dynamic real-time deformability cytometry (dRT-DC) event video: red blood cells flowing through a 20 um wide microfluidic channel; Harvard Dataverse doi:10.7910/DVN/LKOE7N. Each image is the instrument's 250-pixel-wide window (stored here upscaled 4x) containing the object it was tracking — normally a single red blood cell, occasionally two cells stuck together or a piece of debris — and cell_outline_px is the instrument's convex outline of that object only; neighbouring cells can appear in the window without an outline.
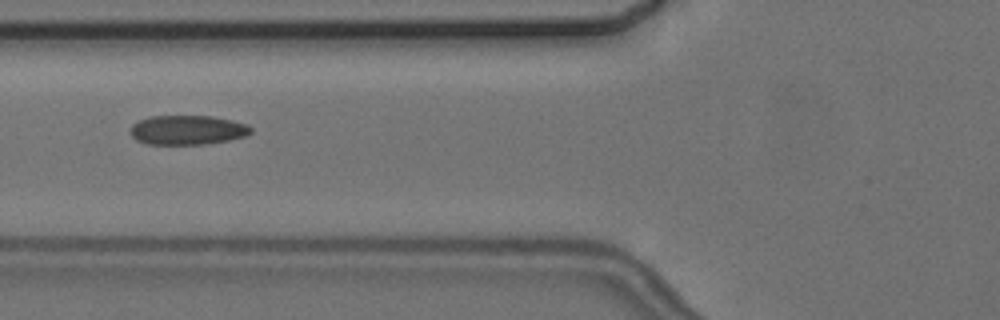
{"species": "common noctule bat (a hibernating species)", "species_latin": "Nyctalus noctula", "temperature_condition": "cold", "stored_images_in_passage": 9, "camera_frame_rate_fps": 3000, "um_per_image_px": 0.085, "animal": {"sex": "female", "body_mass_g": 24.6, "forearm_length_mm": 56.2}, "frame": {"image": 1, "passage_image": 7, "time_ms": 7.0, "image_size_px": [1000, 320], "cell_outline_px": [[252, 132], [244, 136], [228, 140], [204, 144], [148, 144], [136, 140], [132, 136], [132, 124], [148, 116], [212, 116], [232, 120], [248, 124], [252, 128]], "centroid_in_image_um": [15.95, 11.04], "position_along_channel_um": 109.8, "area_um2": 20.58}}
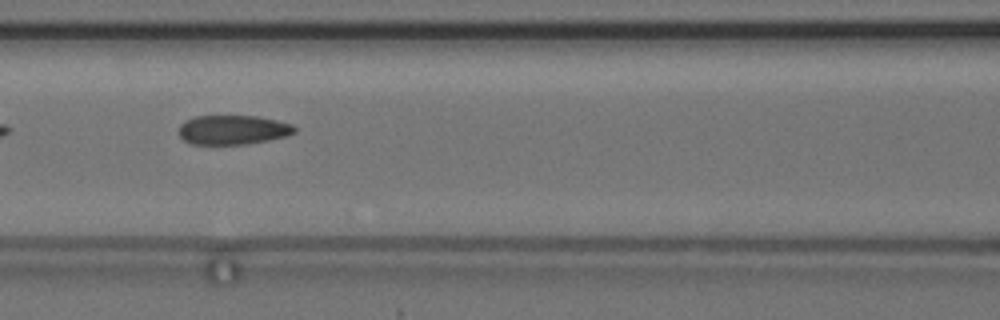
{"frame": {"image": 2, "passage_image": 8, "time_ms": 8.0, "image_size_px": [1000, 320], "cell_outline_px": [[296, 132], [288, 136], [248, 144], [192, 144], [184, 140], [180, 136], [180, 124], [184, 120], [196, 116], [256, 116], [276, 120], [292, 124], [296, 128]], "centroid_in_image_um": [19.81, 11.03], "position_along_channel_um": 146.8, "area_um2": 19.83}}